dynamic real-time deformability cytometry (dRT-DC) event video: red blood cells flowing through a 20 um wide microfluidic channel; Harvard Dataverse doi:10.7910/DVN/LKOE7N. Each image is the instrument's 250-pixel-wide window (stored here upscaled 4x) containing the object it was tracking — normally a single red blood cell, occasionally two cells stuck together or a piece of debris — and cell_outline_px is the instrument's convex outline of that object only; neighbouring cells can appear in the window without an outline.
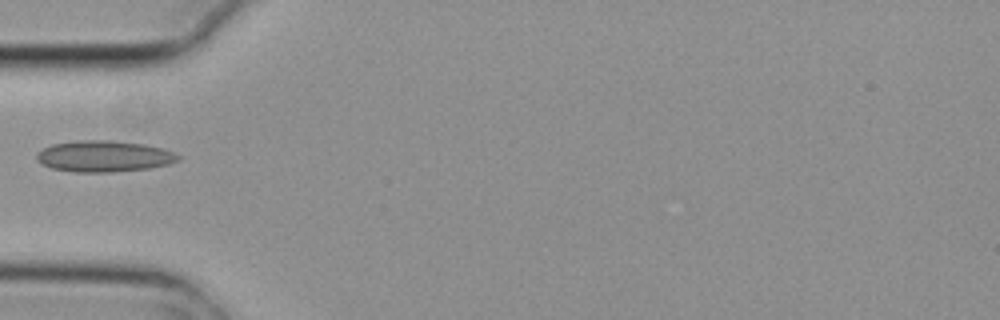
{"species": "common noctule bat (a hibernating species)", "species_latin": "Nyctalus noctula", "temperature_condition": "cold", "stored_images_in_passage": 6, "camera_frame_rate_fps": 3000, "um_per_image_px": 0.085, "animal": {"sex": "female", "body_mass_g": 29.2, "forearm_length_mm": 56.3}, "frame": {"image": 1, "passage_image": 5, "time_ms": 1.333, "image_size_px": [1000, 320], "cell_outline_px": [[180, 160], [168, 164], [148, 168], [112, 172], [76, 172], [52, 168], [40, 164], [36, 160], [36, 152], [52, 144], [76, 140], [112, 140], [144, 144], [164, 148], [180, 156]], "centroid_in_image_um": [8.81, 13.27], "position_along_channel_um": 76.2, "area_um2": 25.89}}
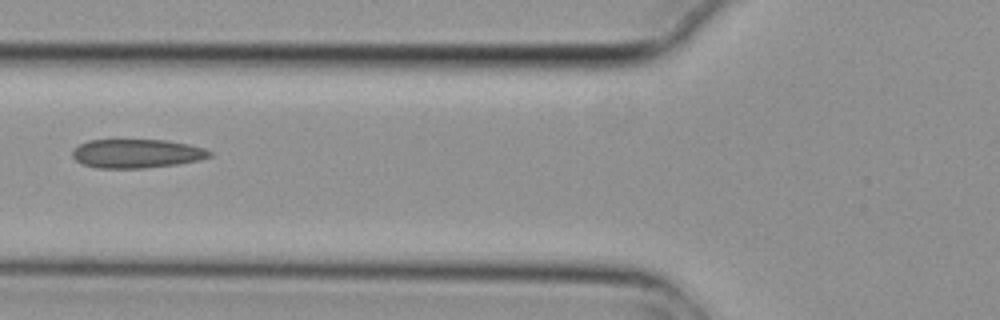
{"frame": {"image": 2, "passage_image": 6, "time_ms": 1.667, "image_size_px": [1000, 320], "cell_outline_px": [[212, 156], [200, 160], [176, 164], [144, 168], [96, 168], [84, 164], [76, 160], [72, 156], [72, 152], [80, 144], [88, 140], [164, 140], [188, 144], [204, 148], [212, 152]], "centroid_in_image_um": [11.64, 13.05], "position_along_channel_um": 114.2, "area_um2": 22.95}}